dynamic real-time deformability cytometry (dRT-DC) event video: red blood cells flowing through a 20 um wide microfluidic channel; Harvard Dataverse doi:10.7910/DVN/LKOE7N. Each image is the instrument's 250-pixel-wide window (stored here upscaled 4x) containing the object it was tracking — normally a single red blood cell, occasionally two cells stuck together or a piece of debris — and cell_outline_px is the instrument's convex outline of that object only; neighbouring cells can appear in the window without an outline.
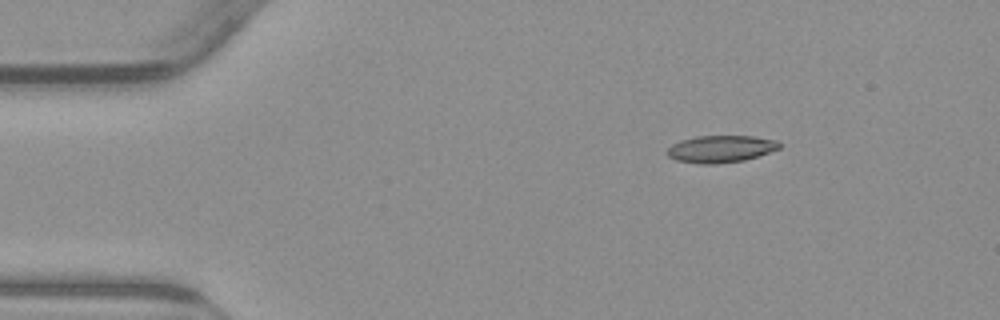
{"species": "common noctule bat (a hibernating species)", "species_latin": "Nyctalus noctula", "temperature_condition": "warm", "stored_images_in_passage": 47, "camera_frame_rate_fps": 3000, "um_per_image_px": 0.085, "animal": {"sex": "male", "body_mass_g": 23.1, "forearm_length_mm": 52.7}, "frame": {"image": 1, "passage_image": 1, "time_ms": 0.0, "image_size_px": [1000, 320], "cell_outline_px": [[780, 148], [744, 160], [716, 164], [700, 164], [676, 160], [668, 156], [668, 148], [672, 144], [680, 140], [696, 136], [752, 136], [776, 140], [780, 144]], "centroid_in_image_um": [61.23, 12.66], "position_along_channel_um": 23.8, "area_um2": 17.57}}
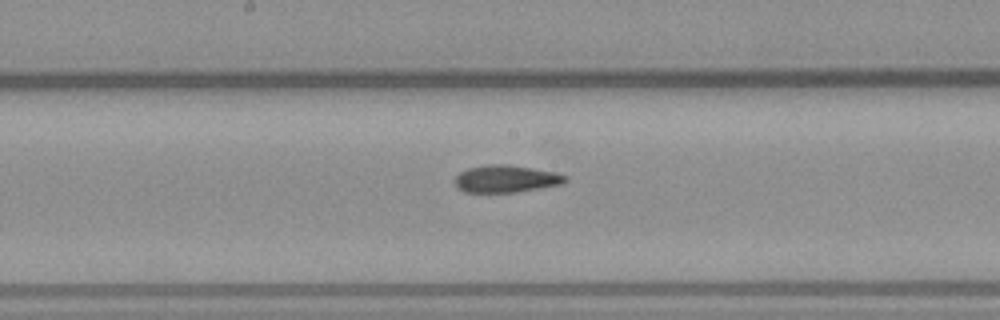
{"frame": {"image": 2, "passage_image": 21, "time_ms": 6.667, "image_size_px": [1000, 320], "cell_outline_px": [[568, 180], [564, 184], [516, 192], [464, 192], [456, 188], [456, 176], [460, 172], [468, 168], [484, 164], [508, 164], [532, 168], [552, 172], [568, 176]], "centroid_in_image_um": [43.01, 15.2], "position_along_channel_um": 205.2, "area_um2": 17.63}}
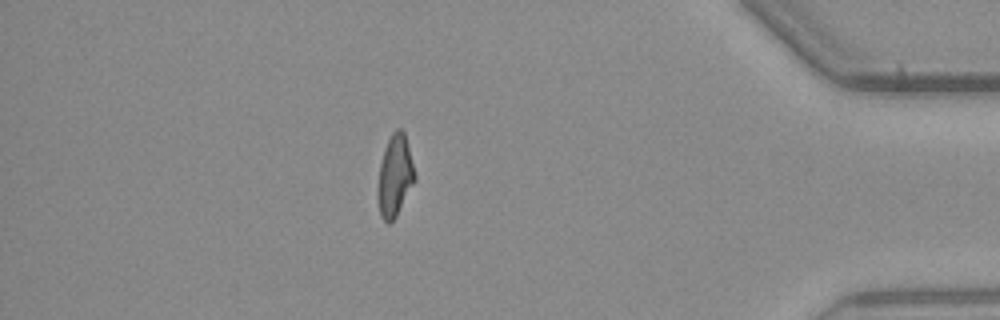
{"frame": {"image": 3, "passage_image": 40, "time_ms": 13.0, "image_size_px": [1000, 320], "cell_outline_px": [[416, 180], [396, 216], [388, 224], [380, 216], [376, 196], [380, 164], [384, 148], [392, 132], [396, 128], [400, 128], [404, 132], [416, 176]], "centroid_in_image_um": [33.55, 14.96], "position_along_channel_um": 401.7, "area_um2": 17.63}, "authors_computed_cell_mechanics": {"area_um2": 17.629, "velocity_mm_per_s": 3.8168, "shape_relaxation_time_tau1_ms": null, "shape_relaxation_time_tau2_ms": 2.9076, "deformation_change_tau1": null, "deformation_change_tau2": 0.115}}